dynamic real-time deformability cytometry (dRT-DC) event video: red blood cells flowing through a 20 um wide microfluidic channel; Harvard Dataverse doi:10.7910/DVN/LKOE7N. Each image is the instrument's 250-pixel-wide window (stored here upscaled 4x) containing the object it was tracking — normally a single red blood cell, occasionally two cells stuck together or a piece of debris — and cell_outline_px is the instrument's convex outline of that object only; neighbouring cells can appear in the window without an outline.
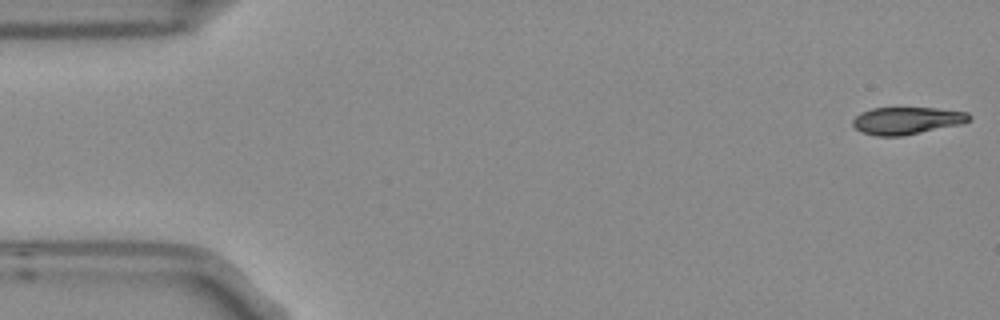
{"species": "Egyptian fruit bat (a non-hibernating species)", "species_latin": "Rousettus aegyptiacus", "temperature_condition": "room temperature", "stored_images_in_passage": 6, "camera_frame_rate_fps": 3000, "um_per_image_px": 0.085, "frame": {"image": 1, "passage_image": 1, "time_ms": 0.0, "image_size_px": [1000, 320], "cell_outline_px": [[972, 116], [964, 124], [904, 136], [876, 136], [860, 132], [852, 124], [852, 120], [860, 112], [872, 108], [936, 108], [968, 112]], "centroid_in_image_um": [77.09, 10.26], "position_along_channel_um": 7.9, "area_um2": 18.79}}
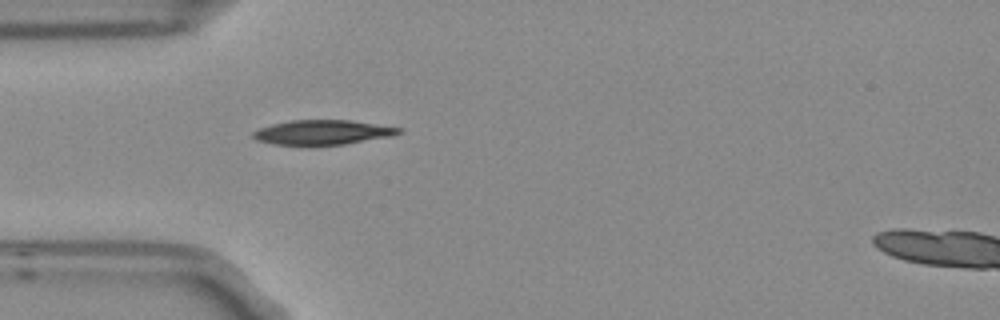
{"frame": {"image": 2, "passage_image": 5, "time_ms": 1.333, "image_size_px": [1000, 320], "cell_outline_px": [[400, 132], [392, 136], [344, 144], [276, 144], [256, 140], [252, 136], [252, 132], [260, 128], [272, 124], [292, 120], [352, 120], [400, 128]], "centroid_in_image_um": [27.4, 11.23], "position_along_channel_um": 57.6, "area_um2": 20.46}}